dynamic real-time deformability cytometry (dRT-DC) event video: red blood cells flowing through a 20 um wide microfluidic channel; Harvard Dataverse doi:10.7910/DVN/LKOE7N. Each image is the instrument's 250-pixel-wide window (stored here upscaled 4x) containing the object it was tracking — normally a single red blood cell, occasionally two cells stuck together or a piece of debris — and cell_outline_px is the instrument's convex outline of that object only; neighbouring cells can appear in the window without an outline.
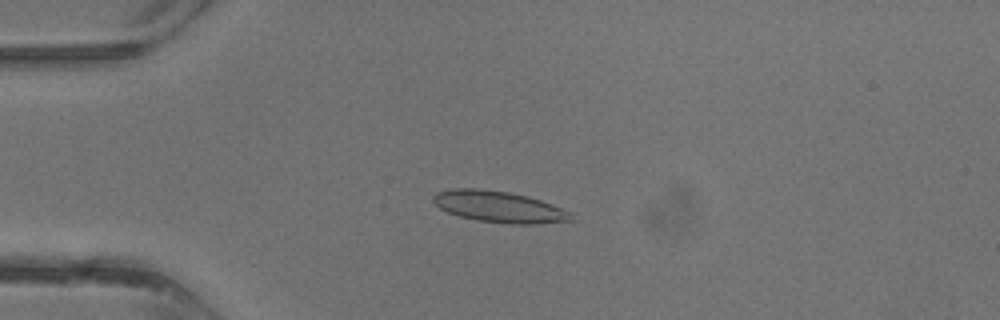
{"species": "common noctule bat (a hibernating species)", "species_latin": "Nyctalus noctula", "temperature_condition": "warm", "stored_images_in_passage": 29, "camera_frame_rate_fps": 3000, "um_per_image_px": 0.085, "animal": {"sex": "male", "body_mass_g": 13.3}, "frame": {"image": 1, "passage_image": 4, "time_ms": 1.0, "image_size_px": [1000, 320], "cell_outline_px": [[572, 220], [536, 224], [512, 224], [476, 220], [460, 216], [448, 212], [440, 208], [432, 200], [432, 196], [436, 192], [452, 188], [476, 188], [508, 192], [528, 196], [552, 204], [568, 212]], "centroid_in_image_um": [42.36, 17.56], "position_along_channel_um": 42.6, "area_um2": 24.91}}
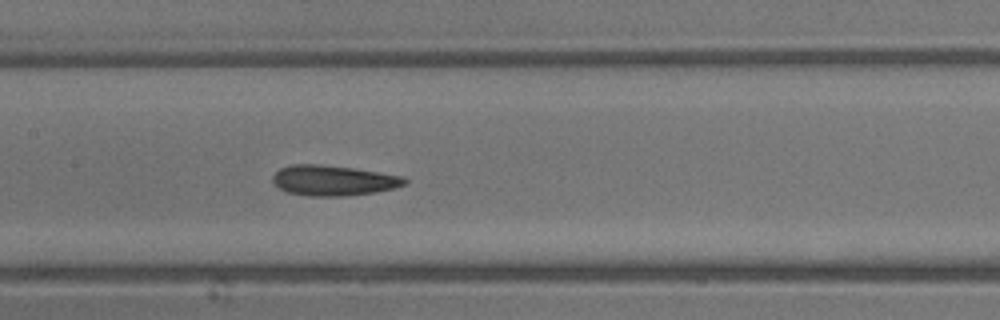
{"frame": {"image": 2, "passage_image": 13, "time_ms": 4.0, "image_size_px": [1000, 320], "cell_outline_px": [[408, 184], [392, 188], [372, 192], [344, 196], [308, 196], [288, 192], [280, 188], [272, 180], [272, 176], [280, 168], [292, 164], [320, 164], [356, 168], [400, 176], [408, 180]], "centroid_in_image_um": [28.31, 15.33], "position_along_channel_um": 179.1, "area_um2": 23.18}}
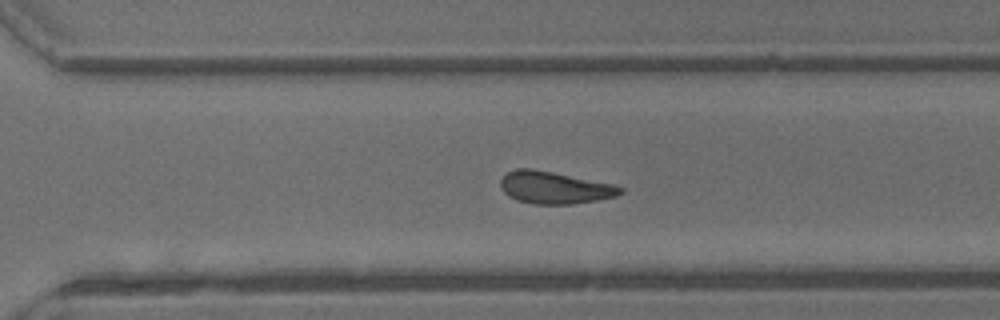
{"frame": {"image": 3, "passage_image": 21, "time_ms": 6.667, "image_size_px": [1000, 320], "cell_outline_px": [[624, 192], [616, 196], [596, 200], [572, 204], [532, 204], [516, 200], [508, 196], [500, 188], [500, 180], [508, 172], [516, 168], [532, 168], [612, 184], [624, 188]], "centroid_in_image_um": [47.1, 15.95], "position_along_channel_um": 323.5, "area_um2": 22.43}}